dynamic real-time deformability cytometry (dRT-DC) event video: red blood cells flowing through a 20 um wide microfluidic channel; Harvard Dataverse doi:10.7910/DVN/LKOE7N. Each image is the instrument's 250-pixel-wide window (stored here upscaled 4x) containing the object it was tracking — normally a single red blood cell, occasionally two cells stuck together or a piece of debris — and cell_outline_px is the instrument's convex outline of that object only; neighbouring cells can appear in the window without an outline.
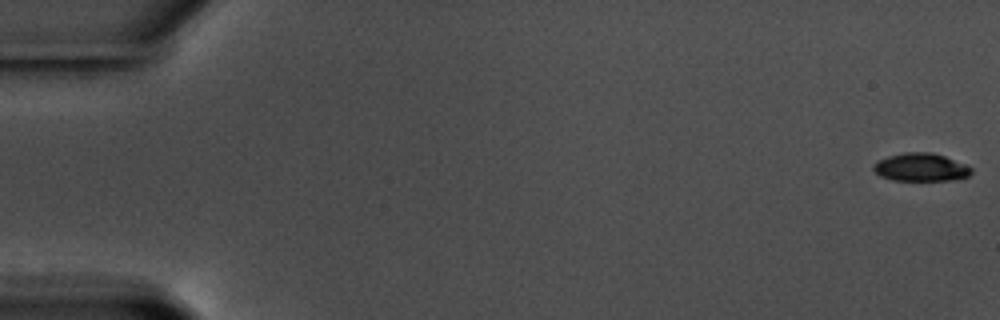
{"species": "common noctule bat (a hibernating species)", "species_latin": "Nyctalus noctula", "temperature_condition": "warm", "stored_images_in_passage": 60, "segment_of_instrument_passage": [1, 2], "camera_frame_rate_fps": 3000, "um_per_image_px": 0.085, "animal": {"sex": "male", "body_mass_g": 17.5, "forearm_length_mm": 52.3}, "frame": {"image": 1, "passage_image": 1, "time_ms": 0.0, "image_size_px": [1000, 320], "cell_outline_px": [[972, 172], [968, 176], [952, 180], [892, 180], [880, 176], [872, 168], [876, 160], [888, 156], [904, 152], [932, 152], [944, 156], [964, 164], [972, 168]], "centroid_in_image_um": [78.24, 14.21], "position_along_channel_um": 6.8, "area_um2": 15.95}}
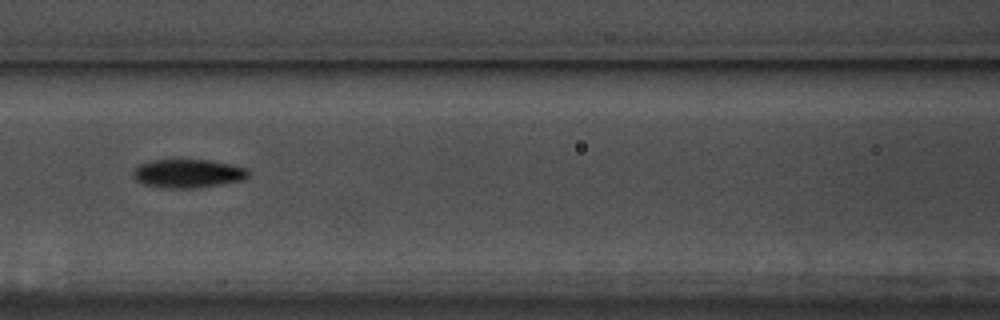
{"frame": {"image": 2, "passage_image": 27, "time_ms": 8.667, "image_size_px": [1000, 320], "cell_outline_px": [[252, 172], [244, 180], [196, 188], [164, 188], [144, 184], [136, 180], [132, 176], [132, 172], [140, 164], [156, 160], [208, 160], [232, 164], [248, 168]], "centroid_in_image_um": [16.02, 14.75], "position_along_channel_um": 150.6, "area_um2": 19.25}}
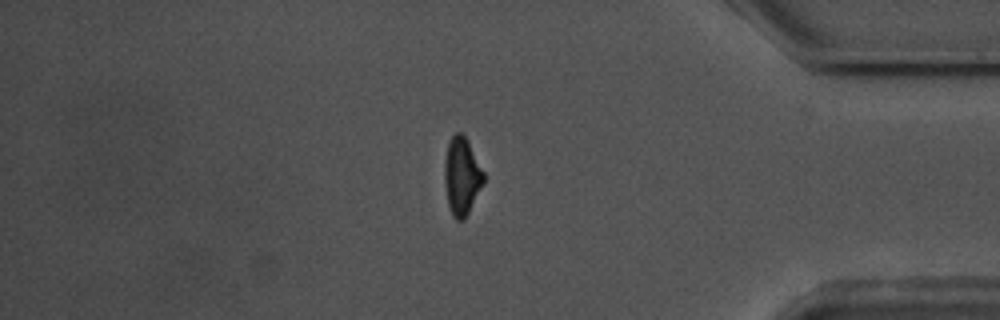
{"frame": {"image": 3, "passage_image": 50, "time_ms": 16.333, "image_size_px": [1000, 320], "cell_outline_px": [[484, 180], [464, 220], [456, 220], [452, 216], [448, 208], [444, 184], [444, 160], [448, 144], [452, 136], [456, 132], [460, 132], [468, 140], [484, 172]], "centroid_in_image_um": [39.22, 14.97], "position_along_channel_um": 396.0, "area_um2": 17.69}}